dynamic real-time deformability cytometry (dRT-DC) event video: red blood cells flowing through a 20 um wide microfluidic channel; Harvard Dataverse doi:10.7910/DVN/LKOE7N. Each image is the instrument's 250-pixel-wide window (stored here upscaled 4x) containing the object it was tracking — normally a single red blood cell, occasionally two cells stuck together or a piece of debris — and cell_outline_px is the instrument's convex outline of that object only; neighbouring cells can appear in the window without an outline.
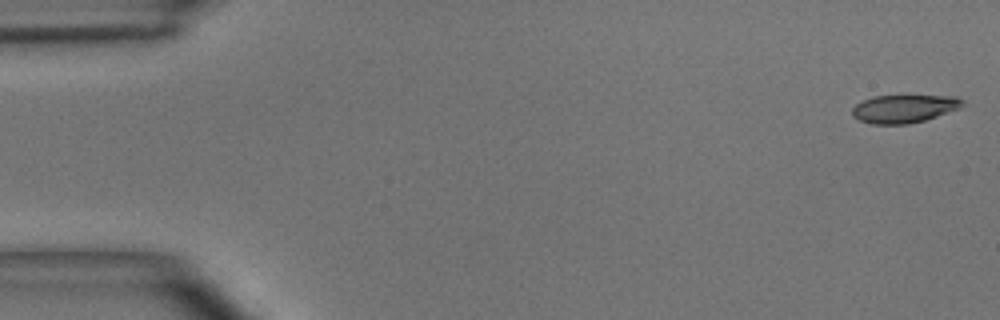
{"species": "common noctule bat (a hibernating species)", "species_latin": "Nyctalus noctula", "temperature_condition": "room temperature", "stored_images_in_passage": 49, "camera_frame_rate_fps": 3000, "um_per_image_px": 0.085, "animal": {"sex": "male", "body_mass_g": 15.6}, "frame": {"image": 1, "passage_image": 1, "time_ms": 0.0, "image_size_px": [1000, 320], "cell_outline_px": [[964, 104], [960, 108], [924, 120], [908, 124], [872, 124], [860, 120], [852, 116], [852, 108], [856, 104], [872, 96], [956, 96], [964, 100]], "centroid_in_image_um": [76.84, 9.24], "position_along_channel_um": 8.2, "area_um2": 17.92}}
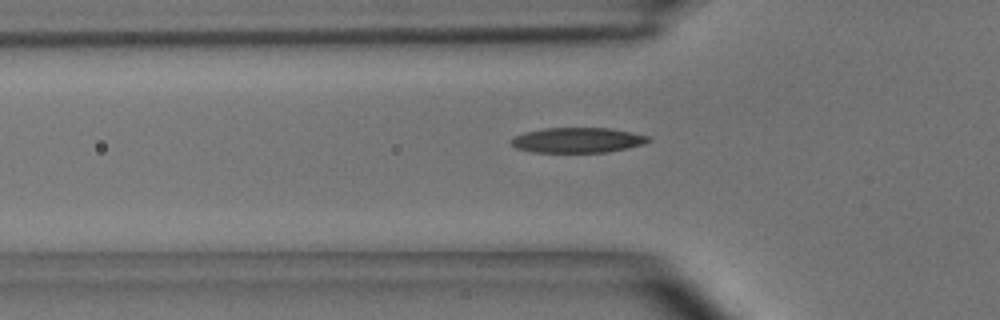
{"frame": {"image": 2, "passage_image": 16, "time_ms": 5.0, "image_size_px": [1000, 320], "cell_outline_px": [[652, 140], [644, 144], [628, 148], [608, 152], [532, 152], [516, 148], [508, 140], [512, 136], [524, 132], [544, 128], [612, 128], [632, 132], [648, 136]], "centroid_in_image_um": [49.07, 11.91], "position_along_channel_um": 76.7, "area_um2": 20.35}}
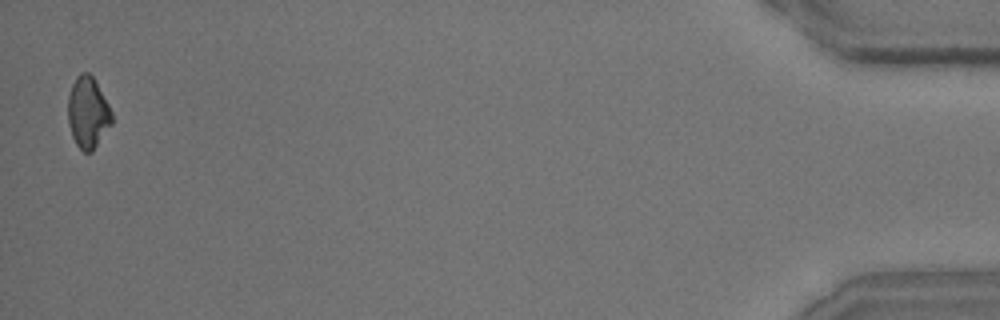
{"frame": {"image": 3, "passage_image": 49, "time_ms": 16.0, "image_size_px": [1000, 320], "cell_outline_px": [[112, 124], [92, 152], [84, 152], [76, 144], [72, 136], [68, 124], [68, 96], [72, 84], [76, 76], [80, 72], [88, 72], [92, 76], [108, 104], [112, 112]], "centroid_in_image_um": [7.46, 9.57], "position_along_channel_um": 427.7, "area_um2": 18.21}, "authors_computed_cell_mechanics": {"area_um2": 19.2474, "velocity_mm_per_s": 3.992, "shape_relaxation_time_tau1_ms": 5.207, "shape_relaxation_time_tau2_ms": 4.6311, "deformation_change_tau1": 0.1661, "deformation_change_tau2": 0.135}}